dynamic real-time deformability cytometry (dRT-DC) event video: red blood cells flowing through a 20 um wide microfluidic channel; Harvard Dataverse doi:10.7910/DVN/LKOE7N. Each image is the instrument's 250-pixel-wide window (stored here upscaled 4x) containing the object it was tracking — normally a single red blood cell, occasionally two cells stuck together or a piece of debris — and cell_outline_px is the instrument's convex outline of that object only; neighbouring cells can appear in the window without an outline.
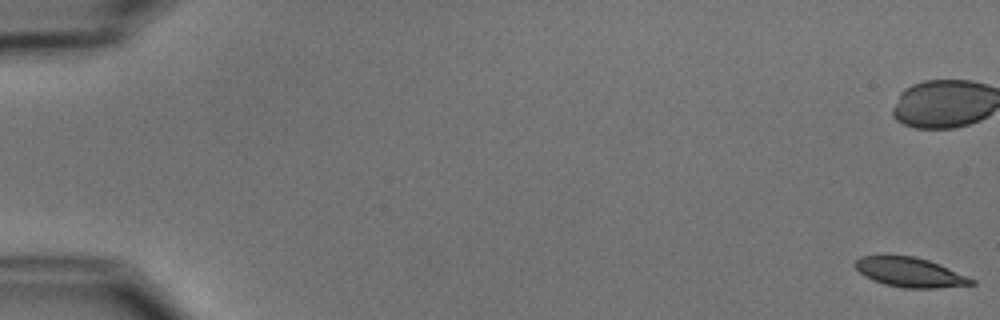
{"species": "common noctule bat (a hibernating species)", "species_latin": "Nyctalus noctula", "temperature_condition": "cold", "stored_images_in_passage": 5, "camera_frame_rate_fps": 3000, "um_per_image_px": 0.085, "animal": {"sex": "male", "body_mass_g": 15.6}, "frame": {"image": 1, "passage_image": 1, "time_ms": 0.0, "image_size_px": [1000, 320], "cell_outline_px": [[976, 284], [936, 288], [904, 288], [884, 284], [872, 280], [864, 276], [856, 268], [856, 260], [860, 256], [880, 252], [888, 252], [916, 256], [928, 260], [948, 268], [976, 280]], "centroid_in_image_um": [77.26, 23.09], "position_along_channel_um": 7.7, "area_um2": 20.75}}